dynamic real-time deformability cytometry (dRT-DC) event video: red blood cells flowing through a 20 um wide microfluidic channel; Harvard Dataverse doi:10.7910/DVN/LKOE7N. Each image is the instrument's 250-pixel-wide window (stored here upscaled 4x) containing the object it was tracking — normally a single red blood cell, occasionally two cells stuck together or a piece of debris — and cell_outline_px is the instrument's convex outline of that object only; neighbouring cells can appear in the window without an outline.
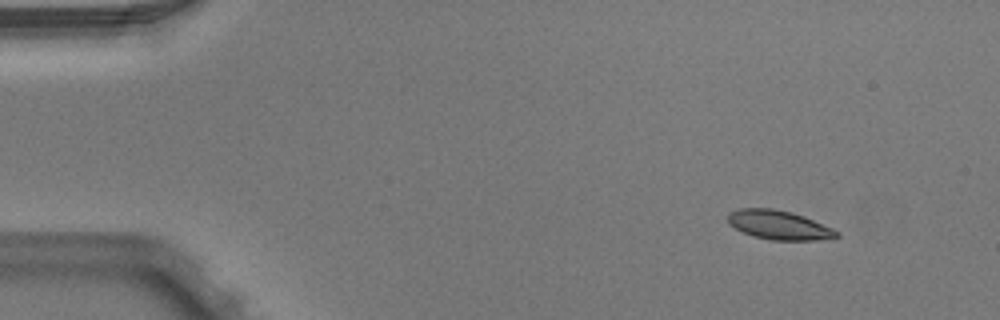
{"species": "Egyptian fruit bat (a non-hibernating species)", "species_latin": "Rousettus aegyptiacus", "temperature_condition": "warm", "stored_images_in_passage": 5, "camera_frame_rate_fps": 3000, "um_per_image_px": 0.085, "animal": {"sex": "male"}, "frame": {"image": 1, "passage_image": 1, "time_ms": 0.0, "image_size_px": [1000, 320], "cell_outline_px": [[840, 236], [812, 240], [772, 240], [752, 236], [728, 224], [728, 212], [740, 208], [772, 208], [792, 212], [804, 216], [832, 228], [840, 232]], "centroid_in_image_um": [66.19, 19.11], "position_along_channel_um": 18.8, "area_um2": 18.38}}
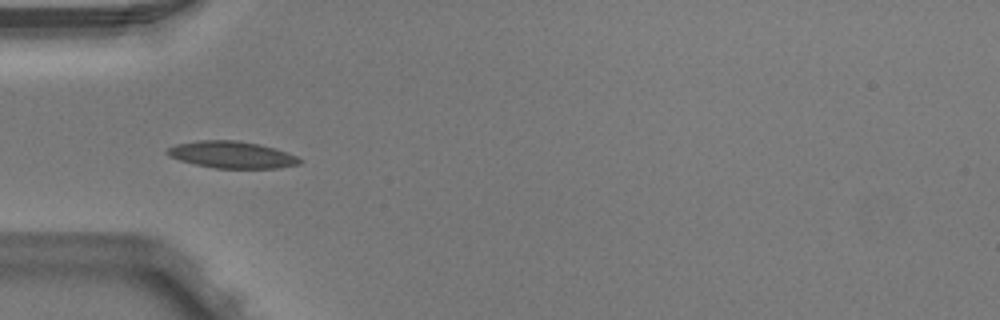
{"frame": {"image": 2, "passage_image": 4, "time_ms": 1.0, "image_size_px": [1000, 320], "cell_outline_px": [[304, 160], [300, 164], [280, 168], [216, 168], [196, 164], [180, 160], [168, 156], [164, 152], [168, 148], [176, 144], [200, 140], [236, 140], [260, 144], [276, 148], [288, 152]], "centroid_in_image_um": [19.74, 13.15], "position_along_channel_um": 65.3, "area_um2": 20.87}}
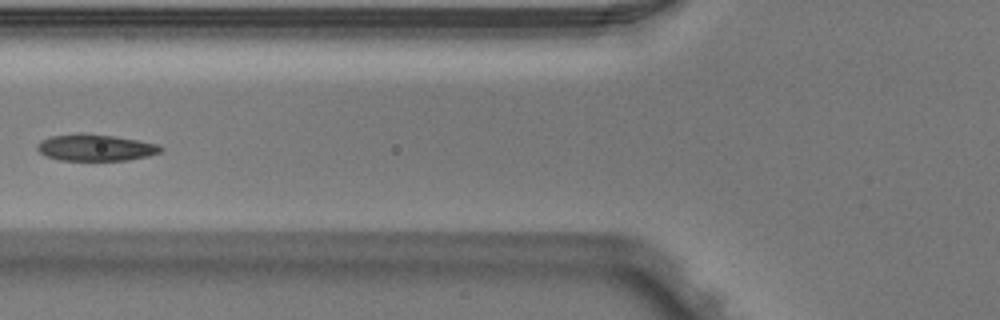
{"frame": {"image": 3, "passage_image": 5, "time_ms": 1.333, "image_size_px": [1000, 320], "cell_outline_px": [[164, 148], [160, 152], [148, 156], [128, 160], [60, 160], [44, 156], [36, 148], [36, 144], [40, 140], [52, 136], [112, 136], [160, 144]], "centroid_in_image_um": [8.14, 12.59], "position_along_channel_um": 117.7, "area_um2": 18.38}}